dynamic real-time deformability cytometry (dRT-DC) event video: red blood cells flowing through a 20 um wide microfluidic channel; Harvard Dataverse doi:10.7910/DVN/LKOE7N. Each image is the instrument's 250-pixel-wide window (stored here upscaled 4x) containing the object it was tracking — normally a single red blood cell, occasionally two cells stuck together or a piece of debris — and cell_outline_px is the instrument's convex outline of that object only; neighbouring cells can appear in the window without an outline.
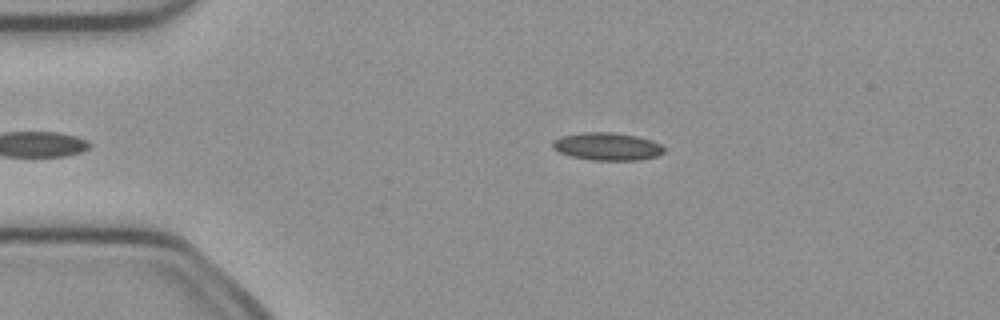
{"species": "common noctule bat (a hibernating species)", "species_latin": "Nyctalus noctula", "temperature_condition": "cold", "stored_images_in_passage": 4, "camera_frame_rate_fps": 3000, "um_per_image_px": 0.085, "animal": {"sex": "female", "body_mass_g": 21.9}, "frame": {"image": 1, "passage_image": 4, "time_ms": 1.0, "image_size_px": [1000, 320], "cell_outline_px": [[664, 152], [656, 156], [636, 160], [592, 160], [572, 156], [560, 152], [552, 148], [552, 140], [560, 136], [580, 132], [612, 132], [636, 136], [652, 140], [660, 144], [664, 148]], "centroid_in_image_um": [51.58, 12.44], "position_along_channel_um": 33.4, "area_um2": 17.98}}